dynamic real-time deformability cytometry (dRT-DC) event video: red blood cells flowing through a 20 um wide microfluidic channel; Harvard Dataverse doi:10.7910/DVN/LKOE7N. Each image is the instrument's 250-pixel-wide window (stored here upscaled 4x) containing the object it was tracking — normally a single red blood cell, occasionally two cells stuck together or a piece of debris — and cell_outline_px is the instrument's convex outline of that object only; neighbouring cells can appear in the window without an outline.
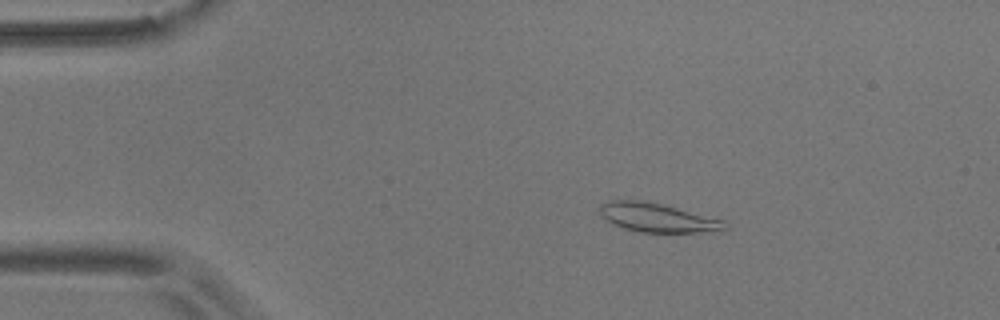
{"species": "common noctule bat (a hibernating species)", "species_latin": "Nyctalus noctula", "temperature_condition": "room temperature", "stored_images_in_passage": 56, "camera_frame_rate_fps": 3000, "um_per_image_px": 0.085, "animal": {"sex": "male", "body_mass_g": 17.9}, "frame": {"image": 1, "passage_image": 9, "time_ms": 2.667, "image_size_px": [1000, 320], "cell_outline_px": [[728, 228], [720, 232], [640, 232], [624, 228], [612, 224], [604, 220], [600, 216], [600, 204], [608, 200], [644, 200], [664, 204], [724, 220]], "centroid_in_image_um": [55.88, 18.5], "position_along_channel_um": 29.1, "area_um2": 21.44}}
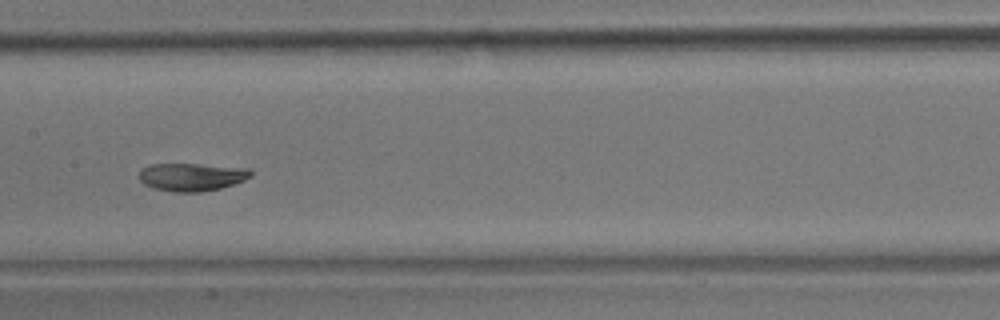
{"frame": {"image": 2, "passage_image": 27, "time_ms": 8.667, "image_size_px": [1000, 320], "cell_outline_px": [[252, 176], [244, 180], [220, 188], [200, 192], [172, 192], [156, 188], [144, 184], [140, 180], [140, 168], [152, 164], [196, 164], [248, 168], [252, 172]], "centroid_in_image_um": [16.29, 15.03], "position_along_channel_um": 191.1, "area_um2": 18.03}}
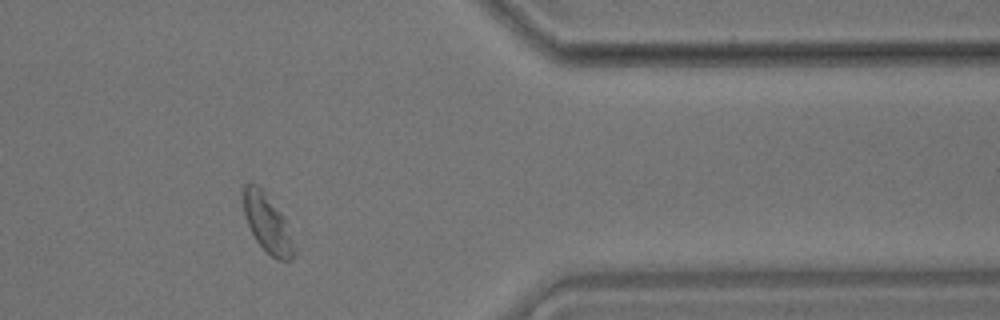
{"frame": {"image": 3, "passage_image": 45, "time_ms": 14.667, "image_size_px": [1000, 320], "cell_outline_px": [[296, 252], [292, 260], [276, 260], [256, 240], [244, 216], [244, 184], [256, 184], [264, 188], [284, 216]], "centroid_in_image_um": [22.75, 18.96], "position_along_channel_um": 388.7, "area_um2": 17.17}, "authors_computed_cell_mechanics": {"area_um2": 19.1896, "velocity_mm_per_s": 3.6021, "shape_relaxation_time_tau1_ms": 2.9297, "shape_relaxation_time_tau2_ms": null, "deformation_change_tau1": 0.1231, "deformation_change_tau2": null}}